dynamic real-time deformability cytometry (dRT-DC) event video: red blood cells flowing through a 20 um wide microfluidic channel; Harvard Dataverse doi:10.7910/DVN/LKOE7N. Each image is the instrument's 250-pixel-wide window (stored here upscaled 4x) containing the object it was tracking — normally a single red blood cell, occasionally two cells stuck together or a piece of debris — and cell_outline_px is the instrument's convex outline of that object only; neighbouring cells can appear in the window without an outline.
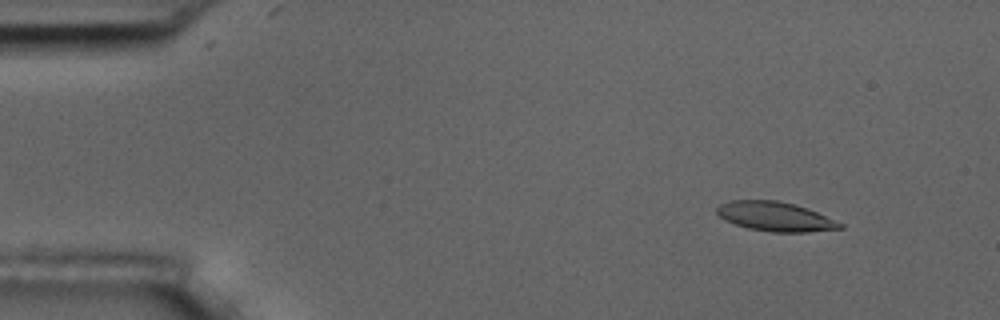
{"species": "common noctule bat (a hibernating species)", "species_latin": "Nyctalus noctula", "temperature_condition": "room temperature", "stored_images_in_passage": 6, "camera_frame_rate_fps": 3000, "um_per_image_px": 0.085, "animal": {"sex": "male", "body_mass_g": 17.5, "forearm_length_mm": 52.3}, "frame": {"image": 1, "passage_image": 2, "time_ms": 1.0, "image_size_px": [1000, 320], "cell_outline_px": [[844, 228], [808, 232], [772, 232], [748, 228], [724, 220], [716, 212], [716, 208], [720, 204], [728, 200], [776, 200], [808, 208], [844, 224]], "centroid_in_image_um": [65.89, 18.4], "position_along_channel_um": 19.1, "area_um2": 21.04}}
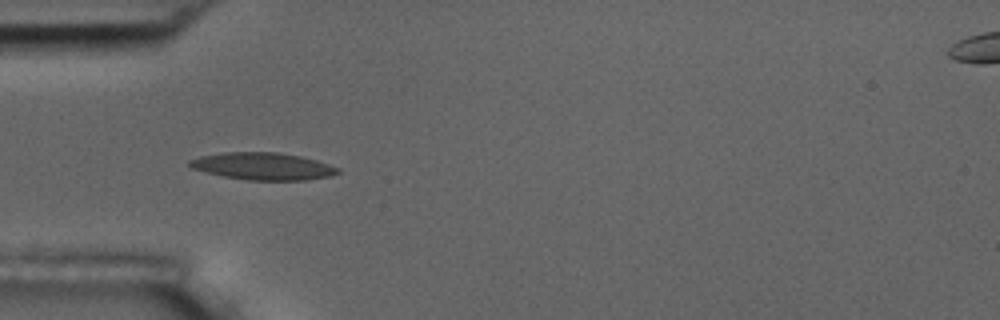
{"frame": {"image": 2, "passage_image": 5, "time_ms": 4.667, "image_size_px": [1000, 320], "cell_outline_px": [[340, 172], [332, 176], [304, 180], [248, 180], [224, 176], [204, 172], [192, 168], [188, 164], [188, 160], [200, 156], [224, 152], [280, 152], [300, 156], [316, 160], [340, 168]], "centroid_in_image_um": [22.35, 14.12], "position_along_channel_um": 62.7, "area_um2": 23.58}}